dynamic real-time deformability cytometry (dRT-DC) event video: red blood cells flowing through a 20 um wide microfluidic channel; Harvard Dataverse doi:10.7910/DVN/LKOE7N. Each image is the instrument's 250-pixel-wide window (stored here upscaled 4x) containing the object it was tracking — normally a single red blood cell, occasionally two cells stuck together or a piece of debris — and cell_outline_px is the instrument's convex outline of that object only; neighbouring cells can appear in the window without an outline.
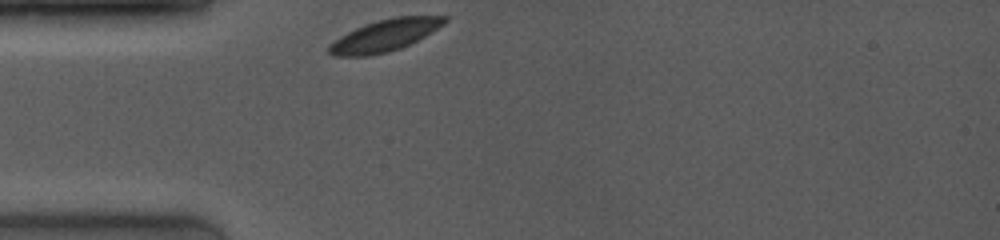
{"species": "common noctule bat (a hibernating species)", "species_latin": "Nyctalus noctula", "temperature_condition": "room temperature", "stored_images_in_passage": 20, "camera_frame_rate_fps": 4000, "um_per_image_px": 0.085, "animal": {"sex": "female", "body_mass_g": 19.0, "forearm_length_mm": 53.3}, "frame": {"image": 1, "passage_image": 1, "time_ms": 0.0, "image_size_px": [1000, 240], "cell_outline_px": [[448, 20], [444, 24], [424, 36], [400, 48], [388, 52], [368, 56], [332, 56], [328, 52], [328, 44], [340, 36], [364, 24], [396, 16], [448, 16]], "centroid_in_image_um": [32.67, 3.02], "position_along_channel_um": 52.3, "area_um2": 21.21}}
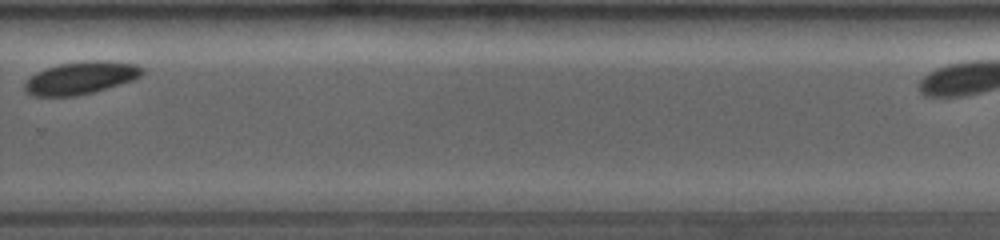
{"frame": {"image": 2, "passage_image": 16, "time_ms": 7.25, "image_size_px": [1000, 240], "cell_outline_px": [[144, 72], [140, 76], [132, 80], [120, 84], [92, 92], [72, 96], [32, 96], [24, 92], [24, 84], [36, 72], [60, 64], [96, 60], [108, 60], [136, 64], [144, 68]], "centroid_in_image_um": [6.88, 6.62], "position_along_channel_um": 322.9, "area_um2": 22.08}}
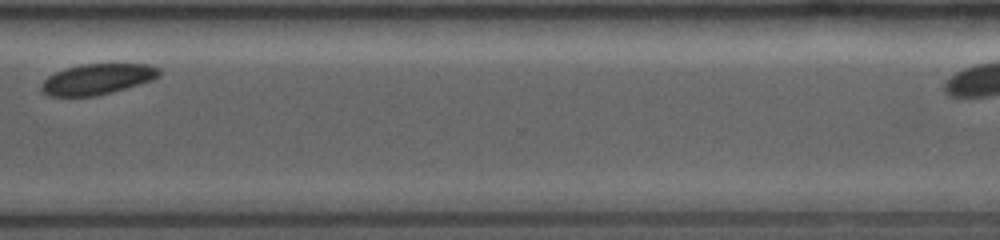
{"frame": {"image": 3, "passage_image": 18, "time_ms": 8.25, "image_size_px": [1000, 240], "cell_outline_px": [[160, 76], [152, 80], [112, 92], [96, 96], [48, 96], [40, 88], [40, 84], [48, 76], [56, 72], [80, 64], [148, 64], [160, 68]], "centroid_in_image_um": [8.28, 6.73], "position_along_channel_um": 362.3, "area_um2": 20.98}}